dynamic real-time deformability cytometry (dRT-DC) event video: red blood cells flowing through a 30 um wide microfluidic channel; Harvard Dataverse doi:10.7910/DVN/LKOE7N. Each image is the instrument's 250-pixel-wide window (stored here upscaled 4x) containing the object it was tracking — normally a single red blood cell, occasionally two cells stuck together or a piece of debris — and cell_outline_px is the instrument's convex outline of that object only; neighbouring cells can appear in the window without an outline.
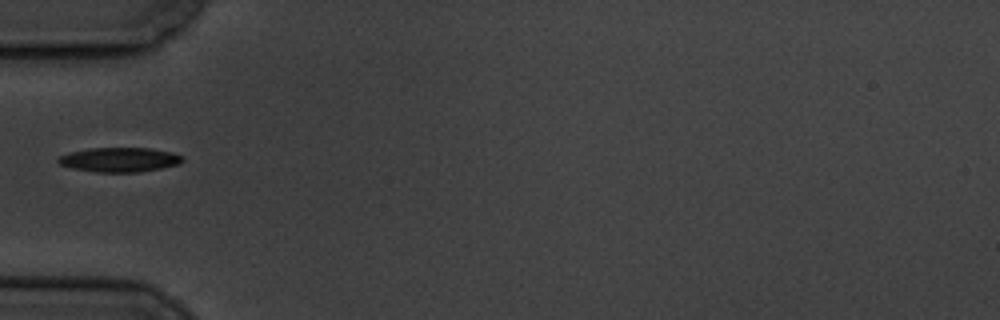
{"species": "common noctule bat (a hibernating species)", "species_latin": "Nyctalus noctula", "temperature_condition": "cold", "stored_images_in_passage": 39, "camera_frame_rate_fps": 3000, "um_per_image_px": 0.085, "animal": {"sex": "male", "body_mass_g": 19.5, "forearm_length_mm": 54.6}, "frame": {"image": 1, "passage_image": 1, "time_ms": 0.0, "image_size_px": [1000, 320], "cell_outline_px": [[184, 160], [180, 164], [160, 168], [136, 172], [96, 172], [72, 168], [60, 164], [56, 160], [60, 156], [68, 152], [92, 148], [148, 148], [172, 152], [184, 156]], "centroid_in_image_um": [10.17, 13.57], "position_along_channel_um": 74.8, "area_um2": 17.69}}
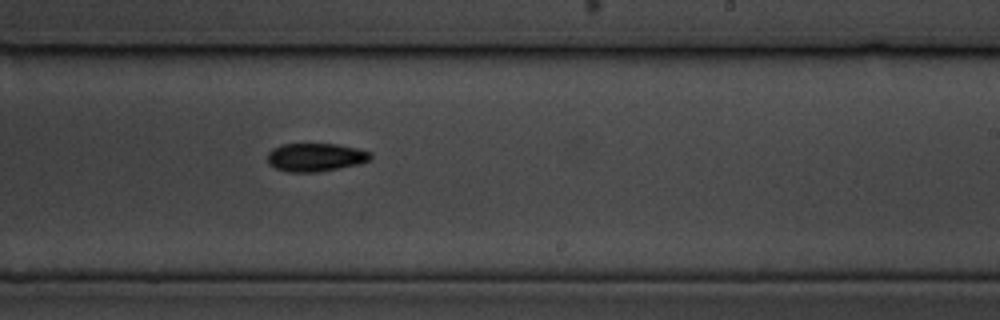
{"frame": {"image": 2, "passage_image": 17, "time_ms": 5.333, "image_size_px": [1000, 320], "cell_outline_px": [[372, 156], [368, 160], [360, 164], [316, 172], [288, 172], [276, 168], [268, 164], [268, 152], [272, 148], [280, 144], [336, 144], [356, 148], [372, 152]], "centroid_in_image_um": [26.8, 13.36], "position_along_channel_um": 262.2, "area_um2": 16.99}}
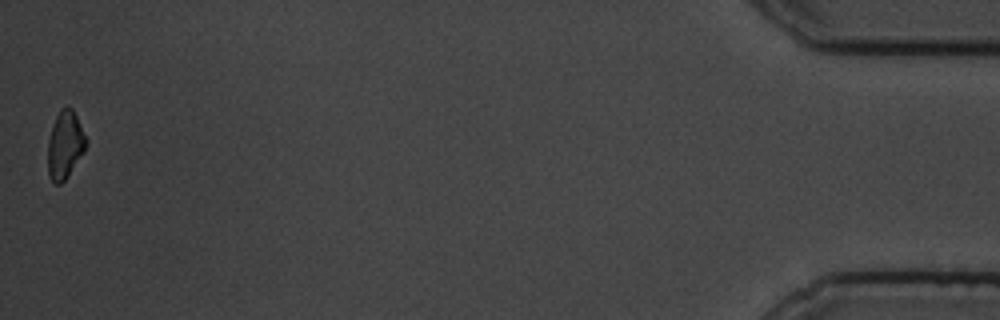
{"frame": {"image": 3, "passage_image": 39, "time_ms": 12.667, "image_size_px": [1000, 320], "cell_outline_px": [[88, 140], [84, 152], [68, 176], [60, 184], [56, 184], [52, 180], [48, 172], [48, 140], [52, 124], [60, 108], [68, 104], [72, 108]], "centroid_in_image_um": [5.53, 12.27], "position_along_channel_um": 429.7, "area_um2": 15.2}}